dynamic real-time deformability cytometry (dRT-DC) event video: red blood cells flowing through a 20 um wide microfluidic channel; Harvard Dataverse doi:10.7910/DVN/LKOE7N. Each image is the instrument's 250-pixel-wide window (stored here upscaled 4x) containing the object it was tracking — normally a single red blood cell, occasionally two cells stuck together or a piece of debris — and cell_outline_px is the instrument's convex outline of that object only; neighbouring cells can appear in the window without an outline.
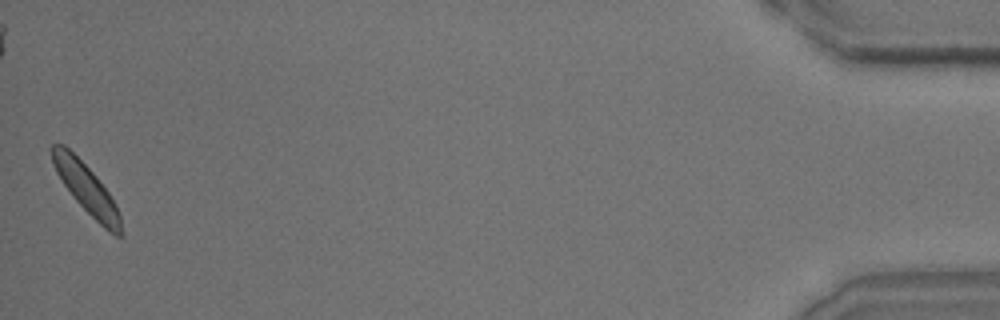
{"species": "common noctule bat (a hibernating species)", "species_latin": "Nyctalus noctula", "temperature_condition": "room temperature", "stored_images_in_passage": 37, "camera_frame_rate_fps": 3000, "um_per_image_px": 0.085, "animal": {"sex": "male", "body_mass_g": 15.6}, "frame": {"image": 1, "passage_image": 37, "time_ms": 12.0, "image_size_px": [1000, 320], "cell_outline_px": [[124, 236], [116, 236], [108, 232], [72, 196], [56, 172], [52, 164], [52, 144], [64, 144], [96, 176], [108, 192], [116, 204], [120, 216]], "centroid_in_image_um": [7.37, 16.07], "position_along_channel_um": 427.8, "area_um2": 19.48}}